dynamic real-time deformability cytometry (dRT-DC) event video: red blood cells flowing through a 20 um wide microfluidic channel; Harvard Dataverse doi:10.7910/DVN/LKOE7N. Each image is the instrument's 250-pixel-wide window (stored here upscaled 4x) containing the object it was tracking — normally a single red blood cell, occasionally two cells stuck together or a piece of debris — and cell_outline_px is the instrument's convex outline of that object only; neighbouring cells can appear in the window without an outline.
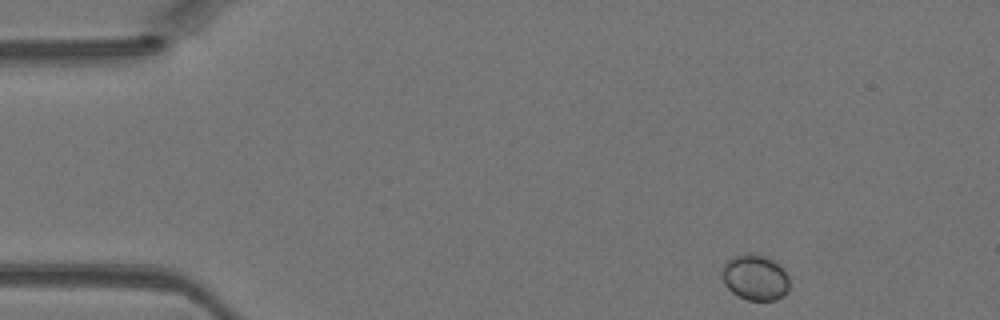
{"species": "Egyptian fruit bat (a non-hibernating species)", "species_latin": "Rousettus aegyptiacus", "temperature_condition": "warm", "stored_images_in_passage": 19, "camera_frame_rate_fps": 3000, "um_per_image_px": 0.085, "animal": {"sex": "female"}, "frame": {"image": 1, "passage_image": 1, "time_ms": 0.0, "image_size_px": [1000, 320], "cell_outline_px": [[788, 288], [776, 300], [748, 300], [736, 296], [724, 284], [720, 272], [724, 264], [732, 256], [748, 252], [752, 252], [764, 256], [772, 260], [788, 276]], "centroid_in_image_um": [64.11, 23.57], "position_along_channel_um": 20.9, "area_um2": 17.86}}
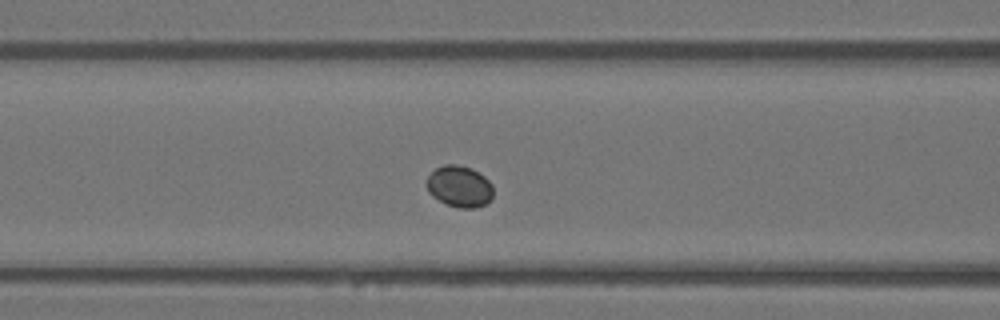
{"frame": {"image": 2, "passage_image": 14, "time_ms": 4.333, "image_size_px": [1000, 320], "cell_outline_px": [[492, 200], [476, 208], [460, 208], [444, 204], [432, 196], [428, 192], [424, 184], [428, 176], [436, 168], [444, 164], [456, 164], [472, 168], [484, 176], [492, 184]], "centroid_in_image_um": [39.02, 15.85], "position_along_channel_um": 127.6, "area_um2": 16.36}}
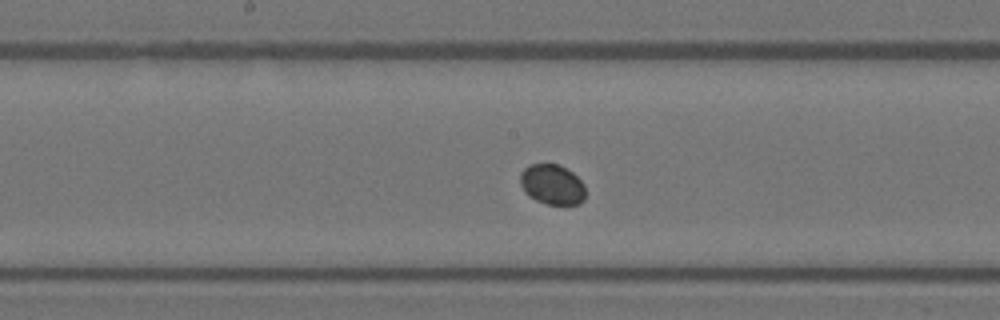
{"frame": {"image": 3, "passage_image": 19, "time_ms": 6.0, "image_size_px": [1000, 320], "cell_outline_px": [[584, 200], [580, 204], [548, 204], [536, 200], [528, 196], [524, 192], [520, 184], [520, 172], [528, 164], [560, 164], [572, 172], [584, 184]], "centroid_in_image_um": [46.91, 15.67], "position_along_channel_um": 201.3, "area_um2": 15.37}}